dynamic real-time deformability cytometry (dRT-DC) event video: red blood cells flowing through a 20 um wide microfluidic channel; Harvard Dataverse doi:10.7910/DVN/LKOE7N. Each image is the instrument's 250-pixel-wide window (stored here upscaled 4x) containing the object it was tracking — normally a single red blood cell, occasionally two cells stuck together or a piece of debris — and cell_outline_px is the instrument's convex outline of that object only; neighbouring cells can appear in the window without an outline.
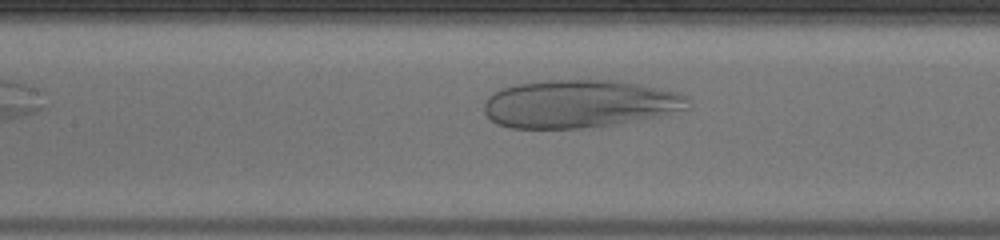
{"species": "human", "species_latin": "Homo sapiens", "temperature_condition": "warm", "stored_images_in_passage": 28, "camera_frame_rate_fps": 3000, "um_per_image_px": 0.085, "donor": {"sex": "male"}, "frame": {"image": 1, "passage_image": 8, "time_ms": 2.333, "image_size_px": [1000, 240], "cell_outline_px": [[688, 108], [616, 124], [584, 128], [512, 128], [496, 124], [484, 112], [484, 104], [488, 96], [492, 92], [500, 88], [516, 84], [552, 80], [616, 80], [640, 84], [680, 92], [688, 96]], "centroid_in_image_um": [49.2, 8.81], "position_along_channel_um": 158.2, "area_um2": 56.7}}
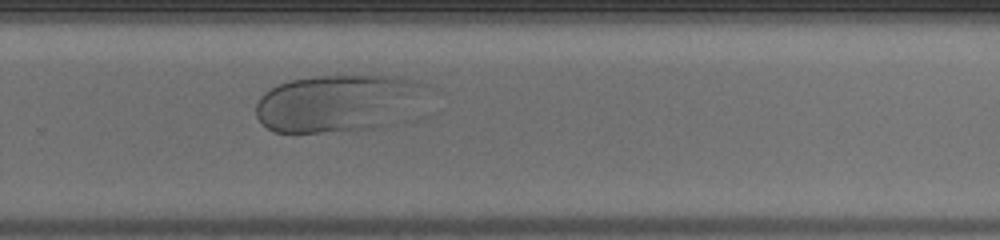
{"frame": {"image": 2, "passage_image": 19, "time_ms": 6.0, "image_size_px": [1000, 240], "cell_outline_px": [[428, 88], [408, 120], [396, 124], [372, 128], [320, 132], [272, 132], [256, 116], [256, 104], [260, 96], [264, 92], [280, 84], [292, 80], [316, 76], [396, 76], [420, 80], [428, 84]], "centroid_in_image_um": [28.84, 8.77], "position_along_channel_um": 301.0, "area_um2": 57.8}}
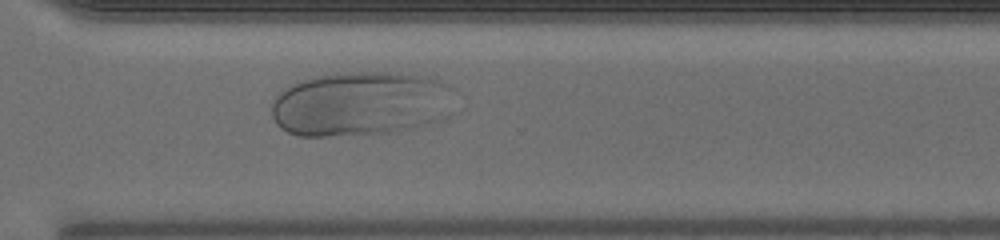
{"frame": {"image": 3, "passage_image": 22, "time_ms": 7.0, "image_size_px": [1000, 240], "cell_outline_px": [[448, 88], [432, 120], [424, 124], [408, 128], [388, 132], [324, 136], [300, 136], [288, 132], [280, 128], [276, 124], [272, 116], [272, 104], [276, 96], [284, 88], [292, 84], [304, 80], [336, 72], [396, 72], [420, 76], [436, 80], [448, 84]], "centroid_in_image_um": [30.37, 8.8], "position_along_channel_um": 340.2, "area_um2": 66.18}}